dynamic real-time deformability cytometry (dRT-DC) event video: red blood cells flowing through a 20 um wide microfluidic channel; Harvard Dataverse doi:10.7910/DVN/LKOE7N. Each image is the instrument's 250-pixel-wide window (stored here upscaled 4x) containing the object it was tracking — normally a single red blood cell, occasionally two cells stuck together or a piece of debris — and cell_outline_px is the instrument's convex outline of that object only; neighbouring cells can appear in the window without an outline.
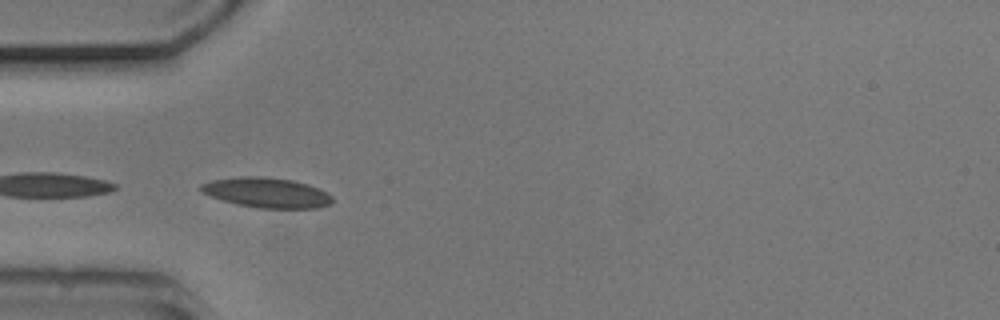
{"species": "common noctule bat (a hibernating species)", "species_latin": "Nyctalus noctula", "temperature_condition": "cold", "stored_images_in_passage": 14, "camera_frame_rate_fps": 3000, "um_per_image_px": 0.085, "animal": {"sex": "male", "body_mass_g": 20.5, "forearm_length_mm": 52.5}, "frame": {"image": 1, "passage_image": 8, "time_ms": 2.333, "image_size_px": [1000, 320], "cell_outline_px": [[332, 204], [316, 208], [260, 208], [236, 204], [212, 196], [204, 192], [200, 188], [200, 184], [212, 180], [240, 176], [264, 176], [292, 180], [308, 184], [332, 196]], "centroid_in_image_um": [22.68, 16.37], "position_along_channel_um": 62.3, "area_um2": 22.77}}